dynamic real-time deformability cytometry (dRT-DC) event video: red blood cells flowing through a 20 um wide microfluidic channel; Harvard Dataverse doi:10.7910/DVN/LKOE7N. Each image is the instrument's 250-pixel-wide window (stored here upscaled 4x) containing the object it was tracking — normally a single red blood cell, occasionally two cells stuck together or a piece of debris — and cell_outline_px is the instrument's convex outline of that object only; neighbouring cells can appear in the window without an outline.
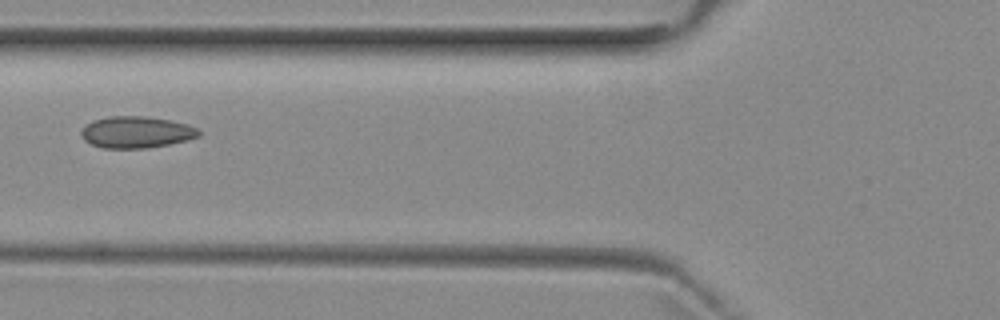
{"species": "common noctule bat (a hibernating species)", "species_latin": "Nyctalus noctula", "temperature_condition": "room temperature", "stored_images_in_passage": 3, "camera_frame_rate_fps": 3000, "um_per_image_px": 0.085, "animal": {"sex": "female", "body_mass_g": 29.2, "forearm_length_mm": 56.3}, "frame": {"image": 1, "passage_image": 3, "time_ms": 2.333, "image_size_px": [1000, 320], "cell_outline_px": [[200, 136], [188, 140], [148, 148], [104, 148], [92, 144], [84, 140], [80, 132], [92, 120], [108, 116], [144, 116], [168, 120], [188, 124], [196, 128], [200, 132]], "centroid_in_image_um": [11.59, 11.23], "position_along_channel_um": 114.2, "area_um2": 21.56}}